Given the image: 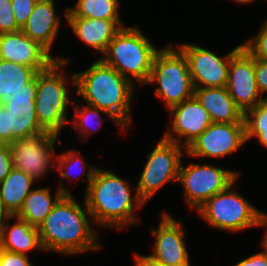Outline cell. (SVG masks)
Masks as SVG:
<instances>
[{"mask_svg": "<svg viewBox=\"0 0 267 266\" xmlns=\"http://www.w3.org/2000/svg\"><path fill=\"white\" fill-rule=\"evenodd\" d=\"M28 255L0 249V263L3 266H33Z\"/></svg>", "mask_w": 267, "mask_h": 266, "instance_id": "1f68e13d", "label": "cell"}, {"mask_svg": "<svg viewBox=\"0 0 267 266\" xmlns=\"http://www.w3.org/2000/svg\"><path fill=\"white\" fill-rule=\"evenodd\" d=\"M54 0H38L21 31L38 42L49 53L58 34L61 19L56 14Z\"/></svg>", "mask_w": 267, "mask_h": 266, "instance_id": "ac0fdd59", "label": "cell"}, {"mask_svg": "<svg viewBox=\"0 0 267 266\" xmlns=\"http://www.w3.org/2000/svg\"><path fill=\"white\" fill-rule=\"evenodd\" d=\"M234 170L206 164H189L180 167L178 183L184 187V198L190 208L198 210L208 199L225 190L238 179Z\"/></svg>", "mask_w": 267, "mask_h": 266, "instance_id": "9c48e42d", "label": "cell"}, {"mask_svg": "<svg viewBox=\"0 0 267 266\" xmlns=\"http://www.w3.org/2000/svg\"><path fill=\"white\" fill-rule=\"evenodd\" d=\"M246 141L245 123H212L187 148V156L221 158Z\"/></svg>", "mask_w": 267, "mask_h": 266, "instance_id": "7c38bea8", "label": "cell"}, {"mask_svg": "<svg viewBox=\"0 0 267 266\" xmlns=\"http://www.w3.org/2000/svg\"><path fill=\"white\" fill-rule=\"evenodd\" d=\"M14 218V225L5 221L0 227V249L25 255L34 249L42 251L38 228L15 215Z\"/></svg>", "mask_w": 267, "mask_h": 266, "instance_id": "44dd1931", "label": "cell"}, {"mask_svg": "<svg viewBox=\"0 0 267 266\" xmlns=\"http://www.w3.org/2000/svg\"><path fill=\"white\" fill-rule=\"evenodd\" d=\"M37 1L38 0H11L13 15L20 28L27 23Z\"/></svg>", "mask_w": 267, "mask_h": 266, "instance_id": "4dcf8cb0", "label": "cell"}, {"mask_svg": "<svg viewBox=\"0 0 267 266\" xmlns=\"http://www.w3.org/2000/svg\"><path fill=\"white\" fill-rule=\"evenodd\" d=\"M179 144L164 139L159 140L148 155L135 190L139 198L146 203L169 181L178 182L182 157L186 149ZM184 152V153H183Z\"/></svg>", "mask_w": 267, "mask_h": 266, "instance_id": "ba28073f", "label": "cell"}, {"mask_svg": "<svg viewBox=\"0 0 267 266\" xmlns=\"http://www.w3.org/2000/svg\"><path fill=\"white\" fill-rule=\"evenodd\" d=\"M172 116L171 129L163 138L173 141L186 149L213 122L209 113L192 96L168 109ZM185 138L183 141L182 138Z\"/></svg>", "mask_w": 267, "mask_h": 266, "instance_id": "9a60e30c", "label": "cell"}, {"mask_svg": "<svg viewBox=\"0 0 267 266\" xmlns=\"http://www.w3.org/2000/svg\"><path fill=\"white\" fill-rule=\"evenodd\" d=\"M98 59L85 71L70 76V81L88 105L108 112L127 131L132 124L134 84Z\"/></svg>", "mask_w": 267, "mask_h": 266, "instance_id": "3957f363", "label": "cell"}, {"mask_svg": "<svg viewBox=\"0 0 267 266\" xmlns=\"http://www.w3.org/2000/svg\"><path fill=\"white\" fill-rule=\"evenodd\" d=\"M253 38L243 43L242 47L255 59L267 60V20Z\"/></svg>", "mask_w": 267, "mask_h": 266, "instance_id": "f1b7e54d", "label": "cell"}, {"mask_svg": "<svg viewBox=\"0 0 267 266\" xmlns=\"http://www.w3.org/2000/svg\"><path fill=\"white\" fill-rule=\"evenodd\" d=\"M120 6V0H78L73 8H66L65 17L121 19Z\"/></svg>", "mask_w": 267, "mask_h": 266, "instance_id": "d4e9b609", "label": "cell"}, {"mask_svg": "<svg viewBox=\"0 0 267 266\" xmlns=\"http://www.w3.org/2000/svg\"><path fill=\"white\" fill-rule=\"evenodd\" d=\"M14 215H11L9 211L4 207L3 202L0 198V227L2 224L8 220L10 222V219H13Z\"/></svg>", "mask_w": 267, "mask_h": 266, "instance_id": "f35d334b", "label": "cell"}, {"mask_svg": "<svg viewBox=\"0 0 267 266\" xmlns=\"http://www.w3.org/2000/svg\"><path fill=\"white\" fill-rule=\"evenodd\" d=\"M0 59L34 68L47 69L56 58L21 30L0 34Z\"/></svg>", "mask_w": 267, "mask_h": 266, "instance_id": "2e32d148", "label": "cell"}, {"mask_svg": "<svg viewBox=\"0 0 267 266\" xmlns=\"http://www.w3.org/2000/svg\"><path fill=\"white\" fill-rule=\"evenodd\" d=\"M159 84L155 95L169 109L194 96V86L186 56L171 44L160 49L154 56L148 84Z\"/></svg>", "mask_w": 267, "mask_h": 266, "instance_id": "8992f818", "label": "cell"}, {"mask_svg": "<svg viewBox=\"0 0 267 266\" xmlns=\"http://www.w3.org/2000/svg\"><path fill=\"white\" fill-rule=\"evenodd\" d=\"M194 96L209 113L213 123H245L226 87L194 88Z\"/></svg>", "mask_w": 267, "mask_h": 266, "instance_id": "ffe728a7", "label": "cell"}, {"mask_svg": "<svg viewBox=\"0 0 267 266\" xmlns=\"http://www.w3.org/2000/svg\"><path fill=\"white\" fill-rule=\"evenodd\" d=\"M34 182L23 171L14 168L0 182V198L11 215H16L22 208Z\"/></svg>", "mask_w": 267, "mask_h": 266, "instance_id": "cb8c5ba5", "label": "cell"}, {"mask_svg": "<svg viewBox=\"0 0 267 266\" xmlns=\"http://www.w3.org/2000/svg\"><path fill=\"white\" fill-rule=\"evenodd\" d=\"M254 68L257 87L261 96H263L264 93H267V60L254 58ZM265 100H267V96Z\"/></svg>", "mask_w": 267, "mask_h": 266, "instance_id": "d6a6232c", "label": "cell"}, {"mask_svg": "<svg viewBox=\"0 0 267 266\" xmlns=\"http://www.w3.org/2000/svg\"><path fill=\"white\" fill-rule=\"evenodd\" d=\"M17 138L9 130V112L7 108L0 103V143L10 144Z\"/></svg>", "mask_w": 267, "mask_h": 266, "instance_id": "836d02e7", "label": "cell"}, {"mask_svg": "<svg viewBox=\"0 0 267 266\" xmlns=\"http://www.w3.org/2000/svg\"><path fill=\"white\" fill-rule=\"evenodd\" d=\"M234 266H267V256L258 252L237 262Z\"/></svg>", "mask_w": 267, "mask_h": 266, "instance_id": "d590c367", "label": "cell"}, {"mask_svg": "<svg viewBox=\"0 0 267 266\" xmlns=\"http://www.w3.org/2000/svg\"><path fill=\"white\" fill-rule=\"evenodd\" d=\"M181 221L164 211L157 229H152L156 241L149 257L160 266H191Z\"/></svg>", "mask_w": 267, "mask_h": 266, "instance_id": "5bb4252c", "label": "cell"}, {"mask_svg": "<svg viewBox=\"0 0 267 266\" xmlns=\"http://www.w3.org/2000/svg\"><path fill=\"white\" fill-rule=\"evenodd\" d=\"M66 18L72 31L81 41L103 54L115 35L125 27L121 19Z\"/></svg>", "mask_w": 267, "mask_h": 266, "instance_id": "d6986e66", "label": "cell"}, {"mask_svg": "<svg viewBox=\"0 0 267 266\" xmlns=\"http://www.w3.org/2000/svg\"><path fill=\"white\" fill-rule=\"evenodd\" d=\"M85 200L92 221L106 228L124 227L137 224L134 210L144 206L137 191L132 194L130 181L115 173L89 165L87 171Z\"/></svg>", "mask_w": 267, "mask_h": 266, "instance_id": "6da1fadb", "label": "cell"}, {"mask_svg": "<svg viewBox=\"0 0 267 266\" xmlns=\"http://www.w3.org/2000/svg\"><path fill=\"white\" fill-rule=\"evenodd\" d=\"M236 181L212 196L197 210L211 227L230 232L255 227L259 209L233 190Z\"/></svg>", "mask_w": 267, "mask_h": 266, "instance_id": "52a82bcc", "label": "cell"}, {"mask_svg": "<svg viewBox=\"0 0 267 266\" xmlns=\"http://www.w3.org/2000/svg\"><path fill=\"white\" fill-rule=\"evenodd\" d=\"M242 47L236 46L224 57L191 43L178 48L186 56L194 88L226 87L231 57Z\"/></svg>", "mask_w": 267, "mask_h": 266, "instance_id": "8fae6325", "label": "cell"}, {"mask_svg": "<svg viewBox=\"0 0 267 266\" xmlns=\"http://www.w3.org/2000/svg\"><path fill=\"white\" fill-rule=\"evenodd\" d=\"M135 266H160L155 261H153L149 256H141L134 254Z\"/></svg>", "mask_w": 267, "mask_h": 266, "instance_id": "74e56055", "label": "cell"}, {"mask_svg": "<svg viewBox=\"0 0 267 266\" xmlns=\"http://www.w3.org/2000/svg\"><path fill=\"white\" fill-rule=\"evenodd\" d=\"M159 50L138 26L123 27L108 44L100 59L131 82L134 78L141 85H146L154 56Z\"/></svg>", "mask_w": 267, "mask_h": 266, "instance_id": "277c9868", "label": "cell"}, {"mask_svg": "<svg viewBox=\"0 0 267 266\" xmlns=\"http://www.w3.org/2000/svg\"><path fill=\"white\" fill-rule=\"evenodd\" d=\"M35 98L36 90H20L2 102L9 112V130L17 139L45 131L38 123Z\"/></svg>", "mask_w": 267, "mask_h": 266, "instance_id": "e0dca14e", "label": "cell"}, {"mask_svg": "<svg viewBox=\"0 0 267 266\" xmlns=\"http://www.w3.org/2000/svg\"><path fill=\"white\" fill-rule=\"evenodd\" d=\"M86 161H84V157H80L78 151L71 149L66 151L65 153H62L57 156L56 158V169L57 172L59 171V176L62 179H69L72 177V175L69 173V171L72 170H78L80 172L79 175H84L86 170ZM84 168V169H83ZM72 173V172H71ZM70 176V177H69ZM79 178L81 176H78Z\"/></svg>", "mask_w": 267, "mask_h": 266, "instance_id": "83f0119b", "label": "cell"}, {"mask_svg": "<svg viewBox=\"0 0 267 266\" xmlns=\"http://www.w3.org/2000/svg\"><path fill=\"white\" fill-rule=\"evenodd\" d=\"M59 136L43 131L11 142L9 145L13 168L23 171L34 181L42 179L51 164H56L52 161H56V158H53L54 147Z\"/></svg>", "mask_w": 267, "mask_h": 266, "instance_id": "30bf717a", "label": "cell"}, {"mask_svg": "<svg viewBox=\"0 0 267 266\" xmlns=\"http://www.w3.org/2000/svg\"><path fill=\"white\" fill-rule=\"evenodd\" d=\"M255 226H257V227L266 226L267 227V214H266V212L264 213L263 211L259 210L258 215H257V222H256ZM261 244H262L261 245L262 248H264L261 252L267 256V228H266V233L264 235V238H263Z\"/></svg>", "mask_w": 267, "mask_h": 266, "instance_id": "8d00e7d4", "label": "cell"}, {"mask_svg": "<svg viewBox=\"0 0 267 266\" xmlns=\"http://www.w3.org/2000/svg\"><path fill=\"white\" fill-rule=\"evenodd\" d=\"M68 60L57 56L47 69L36 75L35 107L38 123L45 131L57 135H61L60 129L70 122L67 109L72 103L66 87L67 74H64L63 69L70 64Z\"/></svg>", "mask_w": 267, "mask_h": 266, "instance_id": "5b68a950", "label": "cell"}, {"mask_svg": "<svg viewBox=\"0 0 267 266\" xmlns=\"http://www.w3.org/2000/svg\"><path fill=\"white\" fill-rule=\"evenodd\" d=\"M12 168L10 145L7 143H0V182L5 179Z\"/></svg>", "mask_w": 267, "mask_h": 266, "instance_id": "e575fe53", "label": "cell"}, {"mask_svg": "<svg viewBox=\"0 0 267 266\" xmlns=\"http://www.w3.org/2000/svg\"><path fill=\"white\" fill-rule=\"evenodd\" d=\"M34 68L0 59V103L20 90H36Z\"/></svg>", "mask_w": 267, "mask_h": 266, "instance_id": "603a6c76", "label": "cell"}, {"mask_svg": "<svg viewBox=\"0 0 267 266\" xmlns=\"http://www.w3.org/2000/svg\"><path fill=\"white\" fill-rule=\"evenodd\" d=\"M13 15L11 0H0V34L20 31Z\"/></svg>", "mask_w": 267, "mask_h": 266, "instance_id": "f546056e", "label": "cell"}, {"mask_svg": "<svg viewBox=\"0 0 267 266\" xmlns=\"http://www.w3.org/2000/svg\"><path fill=\"white\" fill-rule=\"evenodd\" d=\"M84 207L72 194L64 195L57 202L38 227L43 251L68 256L99 250L98 233L90 225L94 223L86 202Z\"/></svg>", "mask_w": 267, "mask_h": 266, "instance_id": "7a4b0ae2", "label": "cell"}, {"mask_svg": "<svg viewBox=\"0 0 267 266\" xmlns=\"http://www.w3.org/2000/svg\"><path fill=\"white\" fill-rule=\"evenodd\" d=\"M226 88L243 114L265 100L257 87L254 57L244 47L231 57Z\"/></svg>", "mask_w": 267, "mask_h": 266, "instance_id": "4fadbf2b", "label": "cell"}, {"mask_svg": "<svg viewBox=\"0 0 267 266\" xmlns=\"http://www.w3.org/2000/svg\"><path fill=\"white\" fill-rule=\"evenodd\" d=\"M49 188L32 189L25 198L24 204L16 217L29 222L33 227H39L53 207L64 195H71L67 189L60 184L56 194L52 198Z\"/></svg>", "mask_w": 267, "mask_h": 266, "instance_id": "7402d4cb", "label": "cell"}, {"mask_svg": "<svg viewBox=\"0 0 267 266\" xmlns=\"http://www.w3.org/2000/svg\"><path fill=\"white\" fill-rule=\"evenodd\" d=\"M246 141L257 138L267 148V100H263L244 114Z\"/></svg>", "mask_w": 267, "mask_h": 266, "instance_id": "4316f807", "label": "cell"}, {"mask_svg": "<svg viewBox=\"0 0 267 266\" xmlns=\"http://www.w3.org/2000/svg\"><path fill=\"white\" fill-rule=\"evenodd\" d=\"M233 1H236L240 4H247V3H251L253 2L254 0H233Z\"/></svg>", "mask_w": 267, "mask_h": 266, "instance_id": "ab89813d", "label": "cell"}, {"mask_svg": "<svg viewBox=\"0 0 267 266\" xmlns=\"http://www.w3.org/2000/svg\"><path fill=\"white\" fill-rule=\"evenodd\" d=\"M75 103L76 102L73 103V109L75 111L74 117L69 121H72V126L76 131L90 136L93 131V133H95V131L100 130L102 123L105 121L100 114L103 112L102 114H105L108 118L112 119L114 123L122 129L121 131L124 130V132H126V130L108 112L88 104L86 105L83 103L81 106L76 105ZM89 129L93 130L90 131Z\"/></svg>", "mask_w": 267, "mask_h": 266, "instance_id": "484cf974", "label": "cell"}]
</instances>
